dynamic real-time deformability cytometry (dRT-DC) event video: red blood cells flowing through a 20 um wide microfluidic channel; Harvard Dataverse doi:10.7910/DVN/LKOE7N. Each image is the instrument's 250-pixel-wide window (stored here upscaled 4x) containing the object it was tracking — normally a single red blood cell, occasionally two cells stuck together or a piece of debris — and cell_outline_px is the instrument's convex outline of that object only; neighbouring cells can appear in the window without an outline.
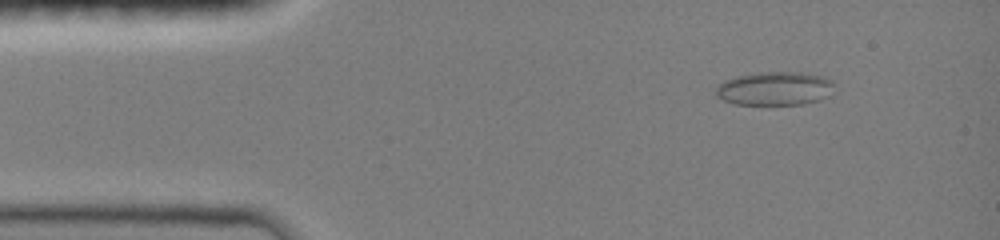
{"species": "common noctule bat (a hibernating species)", "species_latin": "Nyctalus noctula", "temperature_condition": "room temperature", "stored_images_in_passage": 46, "camera_frame_rate_fps": 3000, "um_per_image_px": 0.085, "animal": {"sex": "female", "body_mass_g": 19.0, "forearm_length_mm": 51.5}, "frame": {"image": 1, "passage_image": 4, "time_ms": 1.0, "image_size_px": [1000, 240], "cell_outline_px": [[836, 92], [820, 100], [804, 104], [736, 104], [724, 100], [716, 96], [716, 84], [724, 80], [736, 76], [768, 72], [800, 72], [824, 76], [832, 80]], "centroid_in_image_um": [65.9, 7.52], "position_along_channel_um": 19.1, "area_um2": 23.41}}
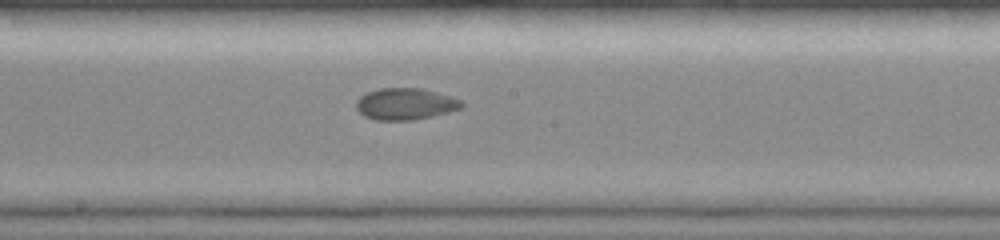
{"frame": {"image": 2, "passage_image": 24, "time_ms": 7.667, "image_size_px": [1000, 240], "cell_outline_px": [[464, 104], [460, 108], [448, 112], [432, 116], [412, 120], [376, 120], [364, 116], [356, 108], [356, 100], [360, 96], [368, 92], [380, 88], [420, 88], [452, 96], [460, 100]], "centroid_in_image_um": [34.44, 8.83], "position_along_channel_um": 213.8, "area_um2": 19.36}}
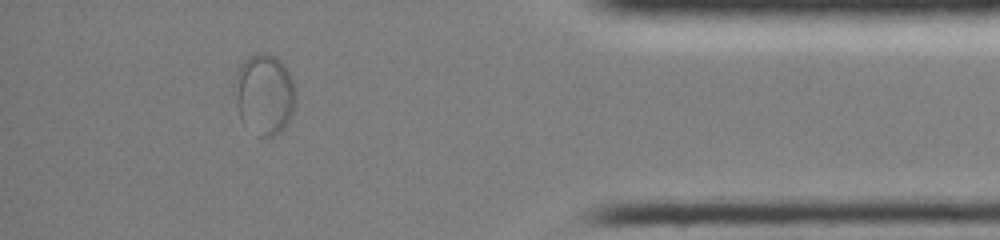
{"frame": {"image": 3, "passage_image": 41, "time_ms": 13.333, "image_size_px": [1000, 240], "cell_outline_px": [[296, 104], [284, 128], [276, 136], [256, 136], [240, 120], [232, 84], [236, 72], [240, 64], [248, 56], [260, 52], [264, 52], [280, 60], [288, 68], [296, 92]], "centroid_in_image_um": [22.45, 8.01], "position_along_channel_um": 412.7, "area_um2": 29.36}}